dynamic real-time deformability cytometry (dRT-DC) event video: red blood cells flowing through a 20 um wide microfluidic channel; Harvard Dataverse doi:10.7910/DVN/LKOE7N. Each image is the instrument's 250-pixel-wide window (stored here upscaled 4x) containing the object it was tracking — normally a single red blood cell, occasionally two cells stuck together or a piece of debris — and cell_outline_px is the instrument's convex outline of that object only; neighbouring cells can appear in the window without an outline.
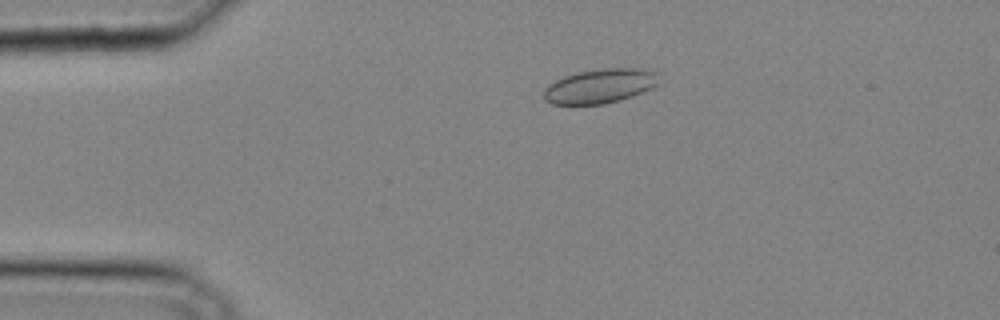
{"species": "common noctule bat (a hibernating species)", "species_latin": "Nyctalus noctula", "temperature_condition": "cold", "stored_images_in_passage": 33, "camera_frame_rate_fps": 3000, "um_per_image_px": 0.085, "animal": {"sex": "male", "body_mass_g": 20.4}, "frame": {"image": 1, "passage_image": 8, "time_ms": 2.333, "image_size_px": [1000, 320], "cell_outline_px": [[656, 84], [652, 88], [632, 96], [620, 100], [604, 104], [552, 104], [544, 100], [544, 88], [548, 84], [564, 76], [580, 72], [604, 68], [656, 68]], "centroid_in_image_um": [51.0, 7.3], "position_along_channel_um": 34.0, "area_um2": 23.06}}
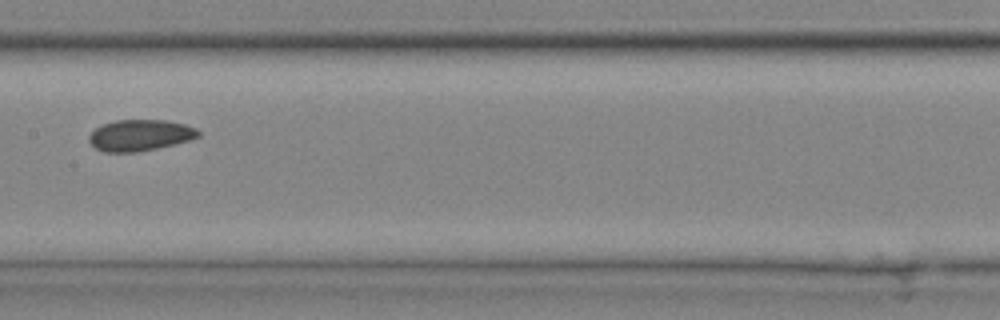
{"frame": {"image": 2, "passage_image": 19, "time_ms": 6.0, "image_size_px": [1000, 320], "cell_outline_px": [[200, 136], [188, 140], [156, 148], [136, 152], [104, 152], [96, 148], [88, 140], [88, 136], [96, 128], [104, 124], [116, 120], [168, 120], [184, 124], [196, 128], [200, 132]], "centroid_in_image_um": [11.9, 11.49], "position_along_channel_um": 195.5, "area_um2": 19.71}}
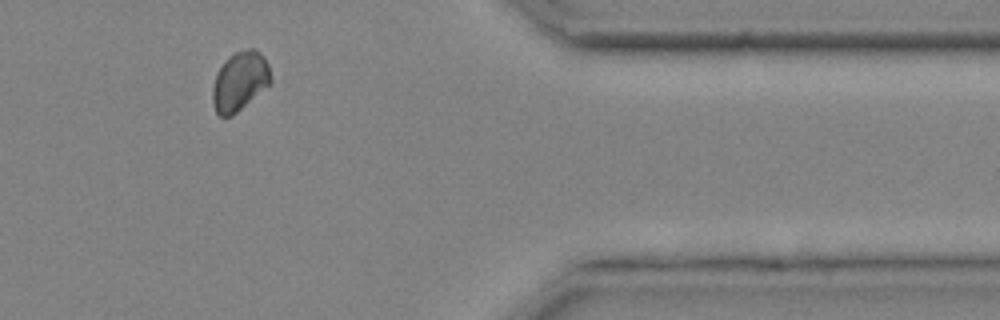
{"frame": {"image": 3, "passage_image": 31, "time_ms": 10.0, "image_size_px": [1000, 320], "cell_outline_px": [[272, 84], [232, 116], [220, 116], [216, 112], [212, 104], [212, 88], [216, 72], [224, 60], [228, 56], [236, 52], [248, 48], [256, 48], [264, 56], [268, 64], [272, 80]], "centroid_in_image_um": [20.39, 6.9], "position_along_channel_um": 391.0, "area_um2": 20.52}}